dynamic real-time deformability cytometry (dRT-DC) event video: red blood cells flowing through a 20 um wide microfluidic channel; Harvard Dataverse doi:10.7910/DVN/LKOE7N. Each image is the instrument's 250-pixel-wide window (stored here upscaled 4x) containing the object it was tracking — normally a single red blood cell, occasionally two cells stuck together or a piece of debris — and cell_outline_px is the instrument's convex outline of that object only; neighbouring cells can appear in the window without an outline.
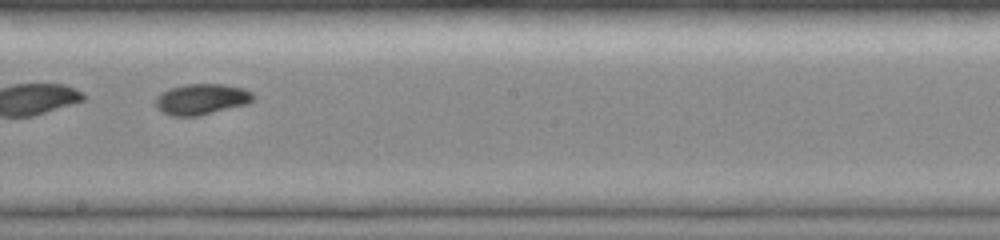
{"species": "common noctule bat (a hibernating species)", "species_latin": "Nyctalus noctula", "temperature_condition": "room temperature", "stored_images_in_passage": 15, "camera_frame_rate_fps": 3000, "um_per_image_px": 0.085, "animal": {"sex": "female", "body_mass_g": 19.0, "forearm_length_mm": 51.5}, "frame": {"image": 1, "passage_image": 13, "time_ms": 4.0, "image_size_px": [1000, 240], "cell_outline_px": [[256, 96], [248, 104], [200, 116], [172, 116], [160, 112], [156, 108], [156, 96], [160, 92], [168, 88], [184, 84], [224, 84], [244, 88], [252, 92]], "centroid_in_image_um": [17.12, 8.43], "position_along_channel_um": 231.1, "area_um2": 17.98}}